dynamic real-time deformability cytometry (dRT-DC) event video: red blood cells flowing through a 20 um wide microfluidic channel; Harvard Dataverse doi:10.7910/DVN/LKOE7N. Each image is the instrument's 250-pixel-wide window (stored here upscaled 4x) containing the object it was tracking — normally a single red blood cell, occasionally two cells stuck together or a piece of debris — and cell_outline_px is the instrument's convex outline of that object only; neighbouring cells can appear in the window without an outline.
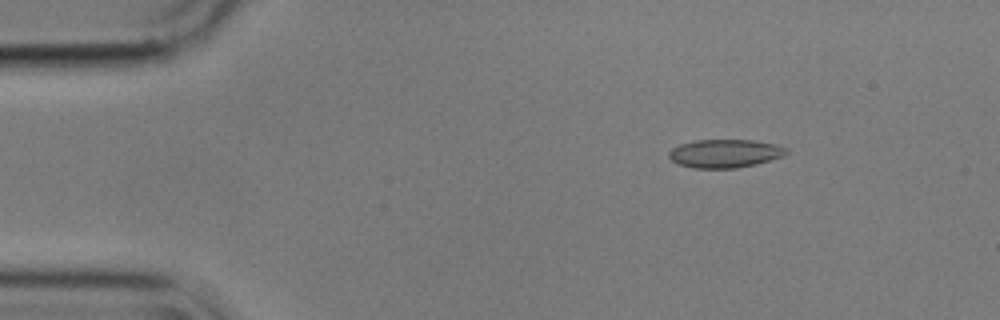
{"species": "common noctule bat (a hibernating species)", "species_latin": "Nyctalus noctula", "temperature_condition": "cold", "stored_images_in_passage": 55, "camera_frame_rate_fps": 3000, "um_per_image_px": 0.085, "animal": {"sex": "male", "body_mass_g": 17.9}, "frame": {"image": 1, "passage_image": 7, "time_ms": 2.0, "image_size_px": [1000, 320], "cell_outline_px": [[788, 152], [784, 156], [756, 164], [736, 168], [692, 168], [676, 164], [668, 156], [668, 152], [672, 148], [680, 144], [696, 140], [752, 140], [776, 144], [788, 148]], "centroid_in_image_um": [61.61, 13.05], "position_along_channel_um": 23.4, "area_um2": 19.54}}
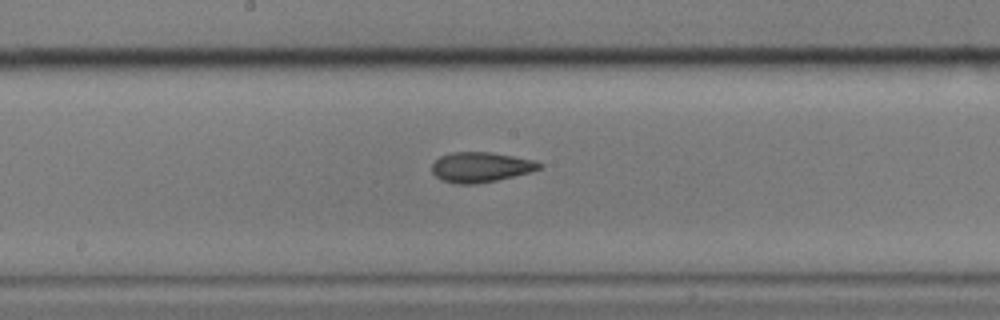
{"frame": {"image": 2, "passage_image": 28, "time_ms": 9.0, "image_size_px": [1000, 320], "cell_outline_px": [[544, 164], [540, 168], [532, 172], [496, 180], [476, 184], [456, 184], [440, 180], [432, 172], [432, 164], [440, 156], [452, 152], [492, 152], [536, 160]], "centroid_in_image_um": [40.88, 14.2], "position_along_channel_um": 207.3, "area_um2": 19.02}}
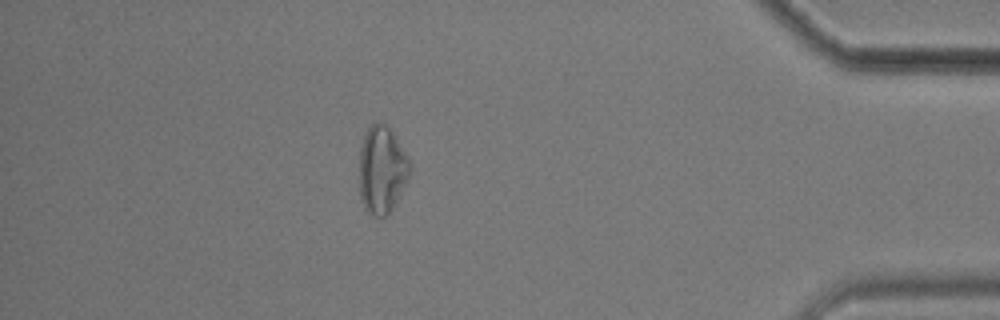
{"frame": {"image": 3, "passage_image": 48, "time_ms": 15.667, "image_size_px": [1000, 320], "cell_outline_px": [[412, 168], [408, 180], [396, 204], [388, 216], [380, 220], [372, 216], [364, 208], [360, 196], [360, 148], [364, 136], [368, 128], [372, 124], [384, 124], [392, 132], [408, 156], [412, 164]], "centroid_in_image_um": [32.49, 14.52], "position_along_channel_um": 402.7, "area_um2": 26.13}, "authors_computed_cell_mechanics": {"area_um2": 19.4208, "velocity_mm_per_s": 3.5795, "shape_relaxation_time_tau1_ms": 4.0044, "shape_relaxation_time_tau2_ms": 3.0099, "deformation_change_tau1": 0.1223, "deformation_change_tau2": 0.098}}